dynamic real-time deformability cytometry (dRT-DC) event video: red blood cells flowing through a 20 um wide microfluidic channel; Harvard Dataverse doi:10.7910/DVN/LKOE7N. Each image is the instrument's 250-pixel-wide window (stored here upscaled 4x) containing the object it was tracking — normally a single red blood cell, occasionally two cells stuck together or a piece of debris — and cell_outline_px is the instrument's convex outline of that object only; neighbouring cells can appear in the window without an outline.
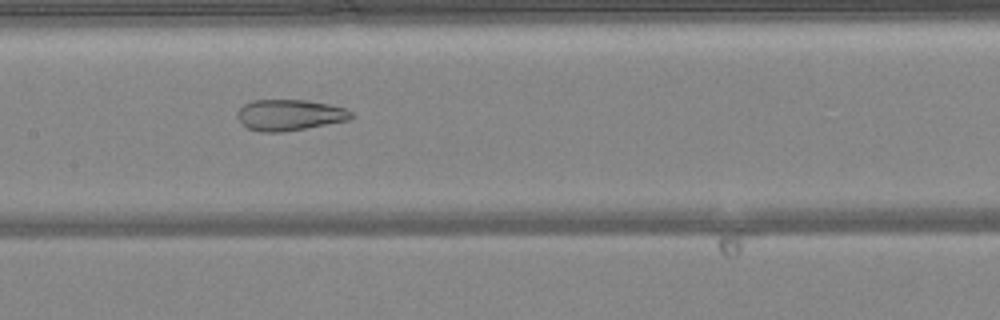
{"species": "common noctule bat (a hibernating species)", "species_latin": "Nyctalus noctula", "temperature_condition": "warm", "stored_images_in_passage": 48, "camera_frame_rate_fps": 3000, "um_per_image_px": 0.085, "animal": {"sex": "female", "body_mass_g": 24.6, "forearm_length_mm": 56.2}, "frame": {"image": 1, "passage_image": 23, "time_ms": 7.333, "image_size_px": [1000, 320], "cell_outline_px": [[352, 116], [348, 120], [304, 128], [280, 132], [260, 132], [248, 128], [236, 116], [236, 112], [244, 104], [252, 100], [304, 100], [328, 104], [344, 108], [352, 112]], "centroid_in_image_um": [24.57, 9.77], "position_along_channel_um": 182.8, "area_um2": 20.29}}
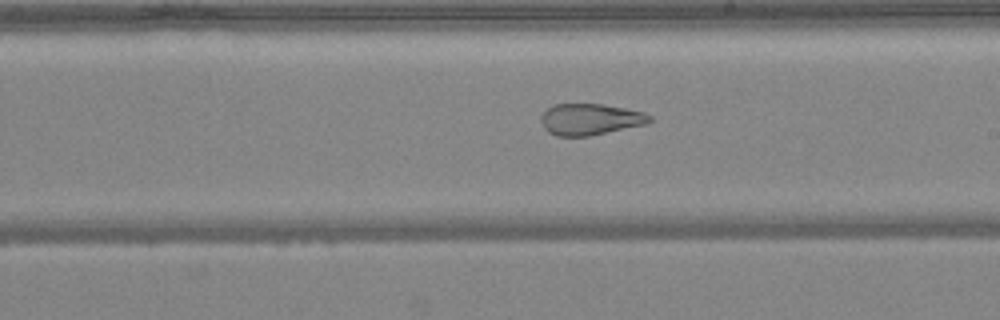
{"frame": {"image": 2, "passage_image": 27, "time_ms": 8.667, "image_size_px": [1000, 320], "cell_outline_px": [[652, 120], [648, 124], [588, 136], [556, 136], [548, 132], [544, 128], [540, 120], [540, 116], [552, 104], [604, 104], [644, 112], [652, 116]], "centroid_in_image_um": [50.17, 10.14], "position_along_channel_um": 238.8, "area_um2": 20.0}}
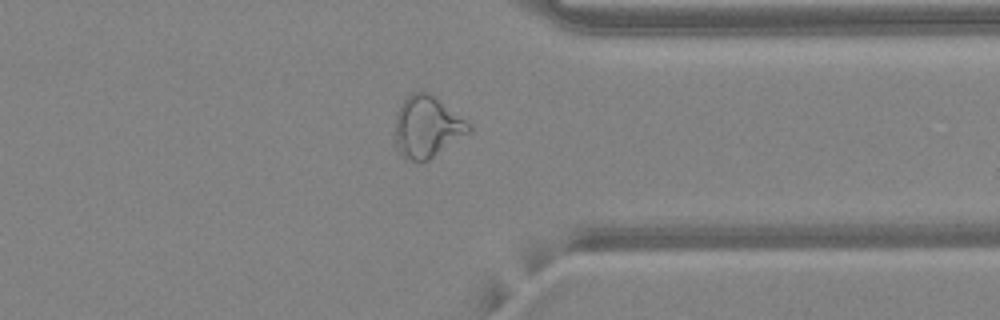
{"frame": {"image": 3, "passage_image": 37, "time_ms": 12.0, "image_size_px": [1000, 320], "cell_outline_px": [[472, 128], [468, 132], [428, 160], [412, 160], [400, 156], [396, 152], [392, 144], [396, 112], [400, 104], [412, 92], [420, 88], [436, 96], [472, 124]], "centroid_in_image_um": [36.22, 10.74], "position_along_channel_um": 375.2, "area_um2": 27.11}, "authors_computed_cell_mechanics": {"area_um2": 28.6399, "velocity_mm_per_s": 4.2201, "shape_relaxation_time_tau1_ms": null, "shape_relaxation_time_tau2_ms": 1.8433, "deformation_change_tau1": null, "deformation_change_tau2": 0.1112}}